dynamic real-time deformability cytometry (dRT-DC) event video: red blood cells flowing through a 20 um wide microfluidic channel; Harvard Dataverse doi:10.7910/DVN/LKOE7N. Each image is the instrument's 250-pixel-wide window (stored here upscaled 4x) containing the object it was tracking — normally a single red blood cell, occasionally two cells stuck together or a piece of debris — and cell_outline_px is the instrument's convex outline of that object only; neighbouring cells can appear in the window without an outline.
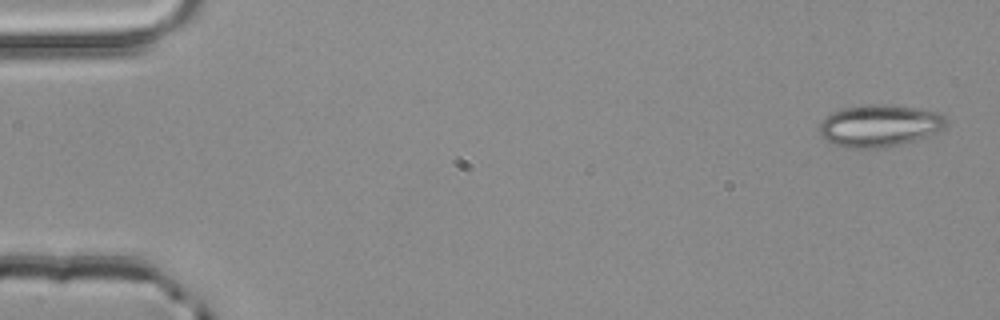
{"species": "common noctule bat (a hibernating species)", "species_latin": "Nyctalus noctula", "temperature_condition": "room temperature", "stored_images_in_passage": 4, "camera_frame_rate_fps": 3000, "um_per_image_px": 0.085, "animal": {"sex": "male", "body_mass_g": 20.4}, "frame": {"image": 1, "passage_image": 1, "time_ms": 0.0, "image_size_px": [1000, 320], "cell_outline_px": [[948, 124], [944, 128], [928, 136], [880, 148], [844, 148], [832, 144], [820, 136], [820, 124], [832, 112], [844, 108], [868, 104], [884, 104], [912, 108], [936, 112], [944, 116], [948, 120]], "centroid_in_image_um": [74.73, 10.69], "position_along_channel_um": 10.3, "area_um2": 30.75}}